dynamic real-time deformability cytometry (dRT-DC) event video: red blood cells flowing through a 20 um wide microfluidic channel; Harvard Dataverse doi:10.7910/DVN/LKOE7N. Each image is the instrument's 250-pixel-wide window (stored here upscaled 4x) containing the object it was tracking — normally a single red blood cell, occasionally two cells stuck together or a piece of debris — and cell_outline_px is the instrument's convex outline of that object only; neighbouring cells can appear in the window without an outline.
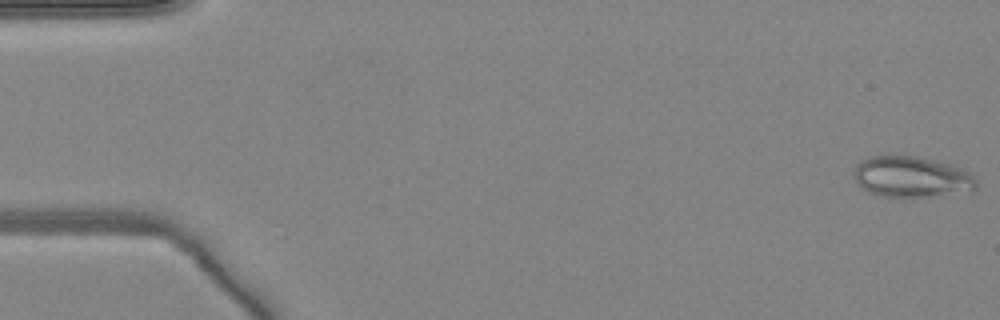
{"species": "common noctule bat (a hibernating species)", "species_latin": "Nyctalus noctula", "temperature_condition": "warm", "stored_images_in_passage": 12, "camera_frame_rate_fps": 3000, "um_per_image_px": 0.085, "animal": {"sex": "female", "body_mass_g": 24.6, "forearm_length_mm": 56.2}, "frame": {"image": 1, "passage_image": 1, "time_ms": 0.0, "image_size_px": [1000, 320], "cell_outline_px": [[976, 188], [972, 192], [932, 196], [880, 196], [868, 192], [860, 188], [856, 184], [852, 176], [852, 172], [856, 164], [860, 160], [868, 156], [916, 156], [964, 168], [976, 180]], "centroid_in_image_um": [77.43, 15.04], "position_along_channel_um": 7.6, "area_um2": 29.54}}